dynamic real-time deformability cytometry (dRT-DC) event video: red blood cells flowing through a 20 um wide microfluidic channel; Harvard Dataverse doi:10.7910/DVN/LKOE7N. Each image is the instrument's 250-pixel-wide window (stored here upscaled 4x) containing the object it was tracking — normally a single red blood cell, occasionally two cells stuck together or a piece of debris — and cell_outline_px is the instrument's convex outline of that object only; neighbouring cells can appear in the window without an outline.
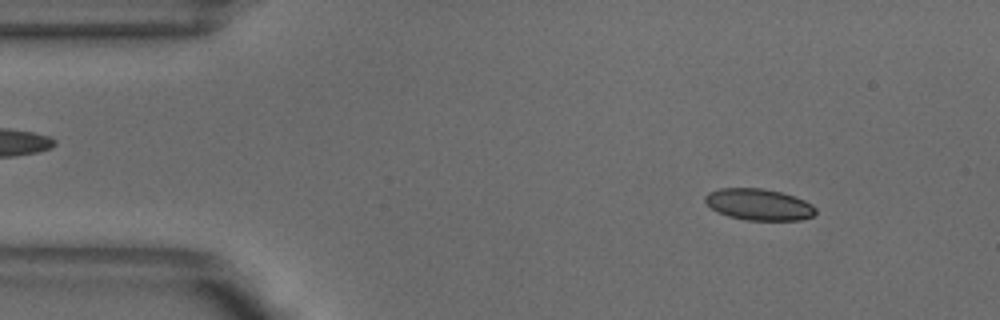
{"species": "common noctule bat (a hibernating species)", "species_latin": "Nyctalus noctula", "temperature_condition": "warm", "stored_images_in_passage": 50, "camera_frame_rate_fps": 3000, "um_per_image_px": 0.085, "animal": {"sex": "male", "body_mass_g": 18.8}, "frame": {"image": 1, "passage_image": 5, "time_ms": 1.333, "image_size_px": [1000, 320], "cell_outline_px": [[816, 212], [812, 216], [800, 220], [744, 220], [728, 216], [712, 208], [704, 200], [704, 196], [708, 192], [720, 188], [764, 188], [780, 192], [804, 200], [812, 204], [816, 208]], "centroid_in_image_um": [64.5, 17.38], "position_along_channel_um": 20.5, "area_um2": 20.17}}
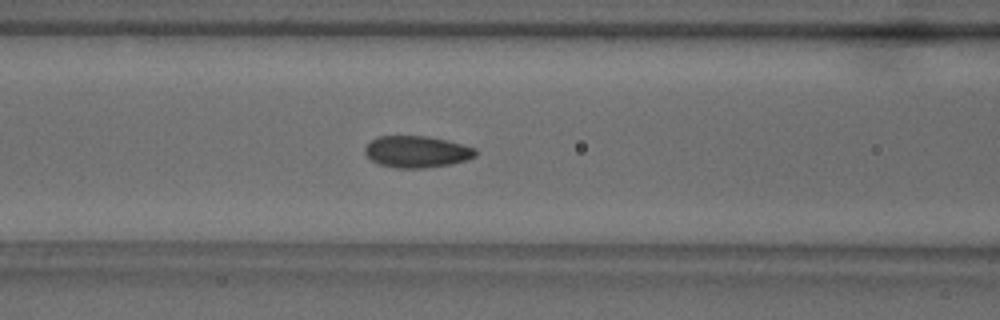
{"frame": {"image": 2, "passage_image": 19, "time_ms": 6.0, "image_size_px": [1000, 320], "cell_outline_px": [[476, 156], [468, 160], [452, 164], [424, 168], [396, 168], [380, 164], [372, 160], [364, 152], [364, 148], [376, 136], [428, 136], [448, 140], [476, 148]], "centroid_in_image_um": [35.46, 12.89], "position_along_channel_um": 131.1, "area_um2": 20.52}}
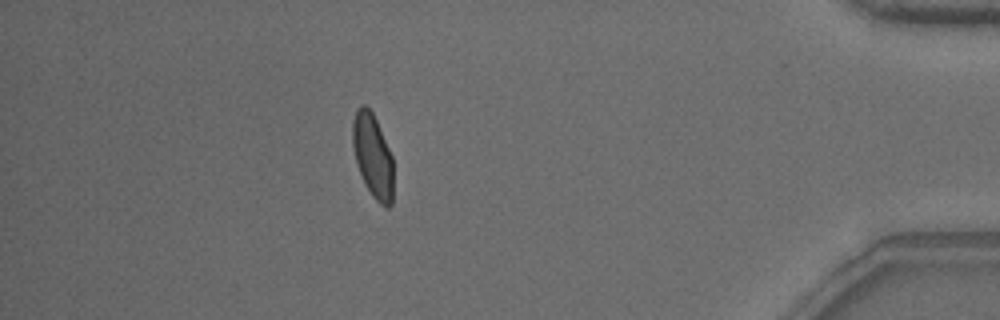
{"frame": {"image": 3, "passage_image": 44, "time_ms": 14.333, "image_size_px": [1000, 320], "cell_outline_px": [[392, 204], [388, 208], [384, 208], [372, 196], [364, 184], [356, 164], [352, 144], [352, 120], [356, 108], [360, 104], [364, 104], [372, 112], [376, 120], [392, 156]], "centroid_in_image_um": [31.65, 13.24], "position_along_channel_um": 403.5, "area_um2": 20.06}, "authors_computed_cell_mechanics": {"area_um2": 20.3745, "velocity_mm_per_s": 3.8714, "shape_relaxation_time_tau1_ms": 3.5675, "shape_relaxation_time_tau2_ms": 0.8912, "deformation_change_tau1": 0.1187, "deformation_change_tau2": 0.0504}}